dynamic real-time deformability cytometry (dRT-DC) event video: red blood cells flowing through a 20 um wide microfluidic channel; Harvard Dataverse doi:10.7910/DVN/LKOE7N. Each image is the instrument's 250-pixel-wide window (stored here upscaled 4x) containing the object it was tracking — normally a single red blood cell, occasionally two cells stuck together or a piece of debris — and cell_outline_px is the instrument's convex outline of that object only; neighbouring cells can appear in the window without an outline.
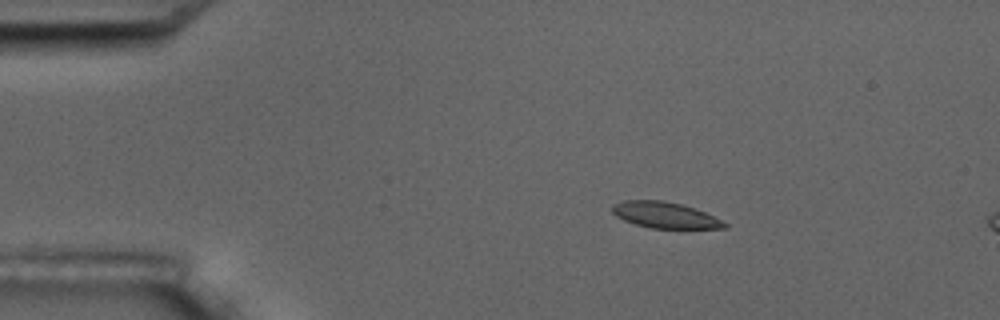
{"species": "common noctule bat (a hibernating species)", "species_latin": "Nyctalus noctula", "temperature_condition": "room temperature", "stored_images_in_passage": 4, "camera_frame_rate_fps": 3000, "um_per_image_px": 0.085, "animal": {"sex": "male", "body_mass_g": 17.5, "forearm_length_mm": 52.3}, "frame": {"image": 1, "passage_image": 2, "time_ms": 1.0, "image_size_px": [1000, 320], "cell_outline_px": [[728, 228], [652, 228], [636, 224], [624, 220], [616, 216], [612, 212], [612, 204], [624, 200], [660, 200], [680, 204], [704, 212], [728, 224]], "centroid_in_image_um": [56.48, 18.28], "position_along_channel_um": 28.5, "area_um2": 16.76}}